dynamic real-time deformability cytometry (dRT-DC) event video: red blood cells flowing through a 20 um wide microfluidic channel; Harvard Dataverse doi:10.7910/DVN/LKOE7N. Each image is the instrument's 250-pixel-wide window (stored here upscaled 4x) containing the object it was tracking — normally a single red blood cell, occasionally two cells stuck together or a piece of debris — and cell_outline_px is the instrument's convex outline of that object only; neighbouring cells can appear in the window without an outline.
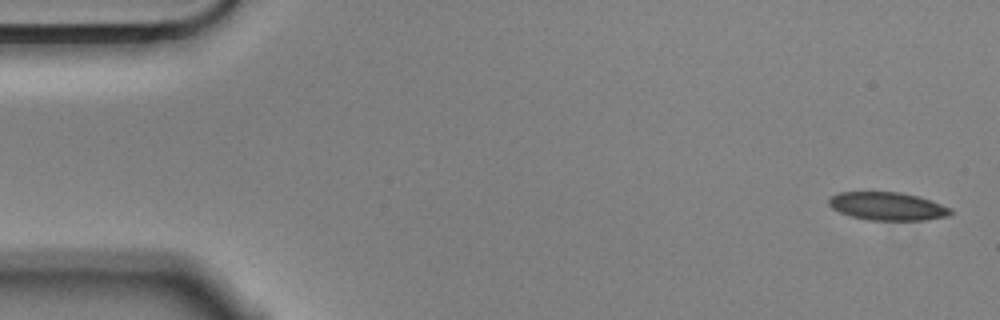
{"species": "Egyptian fruit bat (a non-hibernating species)", "species_latin": "Rousettus aegyptiacus", "temperature_condition": "cold", "stored_images_in_passage": 6, "segment_of_instrument_passage": [1, 2], "camera_frame_rate_fps": 3000, "um_per_image_px": 0.085, "animal": {"sex": "male"}, "frame": {"image": 1, "passage_image": 1, "time_ms": 0.0, "image_size_px": [1000, 320], "cell_outline_px": [[952, 212], [948, 216], [924, 220], [868, 220], [852, 216], [840, 212], [832, 208], [828, 204], [828, 200], [832, 196], [840, 192], [900, 192], [920, 196], [932, 200], [952, 208]], "centroid_in_image_um": [75.47, 17.52], "position_along_channel_um": 9.5, "area_um2": 20.0}}